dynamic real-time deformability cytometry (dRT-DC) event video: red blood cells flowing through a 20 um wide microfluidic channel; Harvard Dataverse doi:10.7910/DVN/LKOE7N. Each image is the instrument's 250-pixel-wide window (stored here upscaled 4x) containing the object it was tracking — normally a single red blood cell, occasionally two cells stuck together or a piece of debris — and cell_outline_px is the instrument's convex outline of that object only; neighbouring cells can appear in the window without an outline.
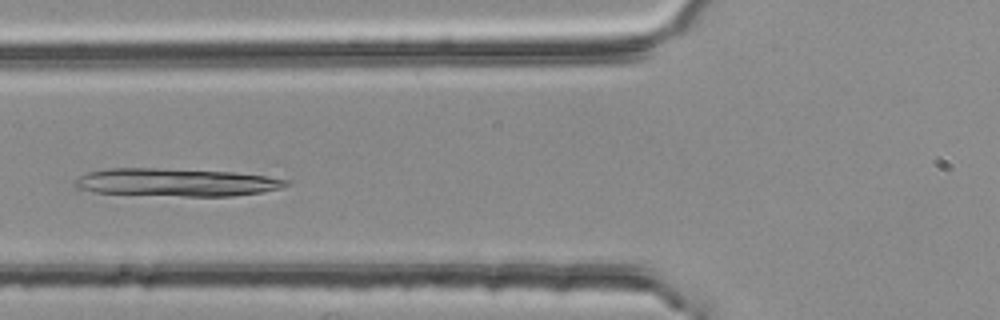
{"species": "common noctule bat (a hibernating species)", "species_latin": "Nyctalus noctula", "temperature_condition": "room temperature", "stored_images_in_passage": 39, "camera_frame_rate_fps": 3000, "um_per_image_px": 0.085, "animal": {"sex": "female", "body_mass_g": 25.1}, "frame": {"image": 1, "passage_image": 8, "time_ms": 2.333, "image_size_px": [1000, 320], "cell_outline_px": [[292, 184], [280, 188], [260, 192], [232, 196], [184, 196], [92, 192], [76, 188], [72, 184], [80, 176], [88, 172], [108, 168], [156, 168], [232, 172], [264, 176], [288, 180]], "centroid_in_image_um": [14.94, 15.5], "position_along_channel_um": 110.9, "area_um2": 34.1}}
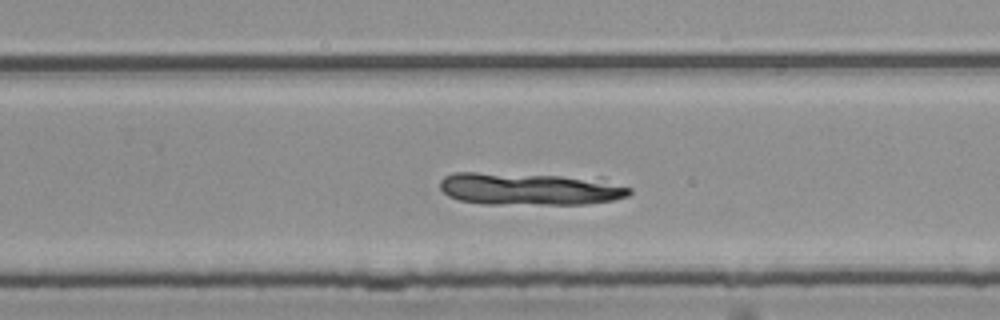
{"frame": {"image": 2, "passage_image": 22, "time_ms": 7.0, "image_size_px": [1000, 320], "cell_outline_px": [[632, 192], [628, 196], [612, 200], [584, 204], [484, 204], [456, 200], [448, 196], [440, 188], [440, 180], [444, 176], [452, 172], [476, 172], [604, 176], [632, 188]], "centroid_in_image_um": [45.14, 16.02], "position_along_channel_um": 284.7, "area_um2": 37.4}}
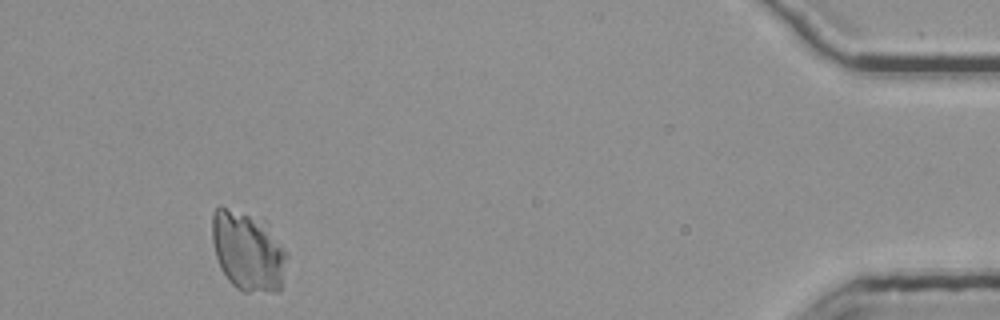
{"frame": {"image": 3, "passage_image": 38, "time_ms": 12.333, "image_size_px": [1000, 320], "cell_outline_px": [[288, 256], [280, 292], [244, 292], [236, 288], [228, 280], [220, 268], [216, 256], [212, 240], [212, 212], [220, 204], [268, 224]], "centroid_in_image_um": [21.06, 21.38], "position_along_channel_um": 414.1, "area_um2": 34.62}}